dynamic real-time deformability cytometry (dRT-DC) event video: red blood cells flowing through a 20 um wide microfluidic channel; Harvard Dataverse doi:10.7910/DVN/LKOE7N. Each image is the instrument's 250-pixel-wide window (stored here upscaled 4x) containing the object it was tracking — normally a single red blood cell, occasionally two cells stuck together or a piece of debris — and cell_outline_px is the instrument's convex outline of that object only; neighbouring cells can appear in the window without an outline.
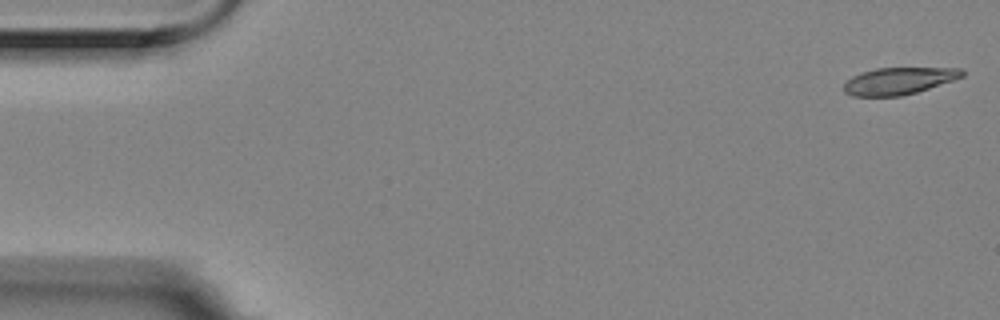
{"species": "Egyptian fruit bat (a non-hibernating species)", "species_latin": "Rousettus aegyptiacus", "temperature_condition": "room temperature", "stored_images_in_passage": 5, "camera_frame_rate_fps": 3000, "um_per_image_px": 0.085, "animal": {"sex": "female"}, "frame": {"image": 1, "passage_image": 1, "time_ms": 0.0, "image_size_px": [1000, 320], "cell_outline_px": [[964, 76], [916, 92], [900, 96], [852, 96], [844, 92], [844, 84], [852, 76], [860, 72], [876, 68], [964, 68]], "centroid_in_image_um": [76.37, 6.87], "position_along_channel_um": 8.6, "area_um2": 18.5}}
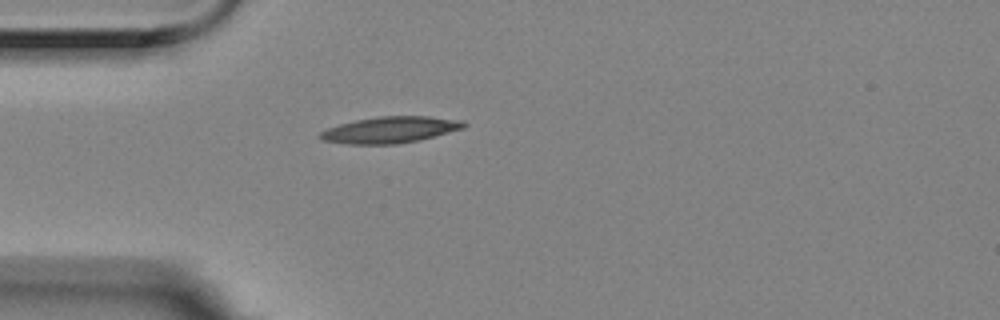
{"frame": {"image": 2, "passage_image": 5, "time_ms": 1.333, "image_size_px": [1000, 320], "cell_outline_px": [[468, 124], [464, 128], [420, 140], [396, 144], [348, 144], [324, 140], [316, 136], [320, 132], [328, 128], [340, 124], [356, 120], [376, 116], [428, 116], [464, 120]], "centroid_in_image_um": [33.19, 11.03], "position_along_channel_um": 51.8, "area_um2": 22.14}}